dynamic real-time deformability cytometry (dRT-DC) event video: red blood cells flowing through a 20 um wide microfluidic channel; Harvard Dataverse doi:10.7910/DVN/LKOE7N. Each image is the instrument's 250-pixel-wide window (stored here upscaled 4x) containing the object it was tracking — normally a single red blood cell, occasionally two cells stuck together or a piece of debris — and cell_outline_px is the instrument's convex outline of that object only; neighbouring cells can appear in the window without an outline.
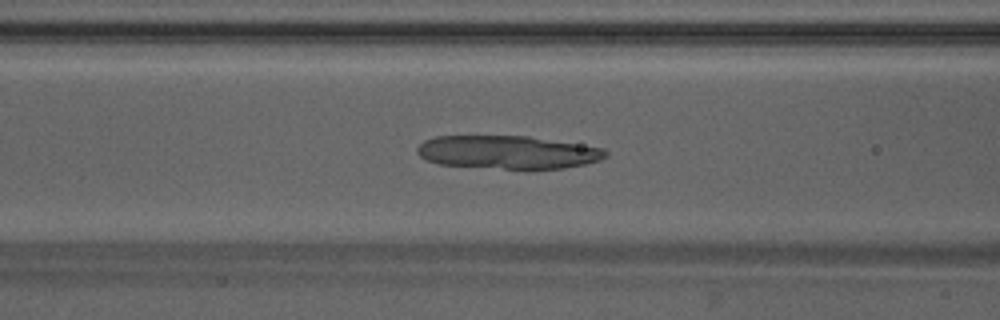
{"species": "Egyptian fruit bat (a non-hibernating species)", "species_latin": "Rousettus aegyptiacus", "temperature_condition": "warm", "stored_images_in_passage": 37, "camera_frame_rate_fps": 3000, "um_per_image_px": 0.085, "animal": {"sex": "male"}, "frame": {"image": 1, "passage_image": 19, "time_ms": 6.0, "image_size_px": [1000, 320], "cell_outline_px": [[608, 156], [600, 160], [584, 164], [564, 168], [528, 172], [440, 164], [428, 160], [420, 156], [416, 152], [416, 148], [424, 140], [436, 136], [528, 136], [604, 148], [608, 152]], "centroid_in_image_um": [43.19, 12.98], "position_along_channel_um": 123.4, "area_um2": 37.51}}
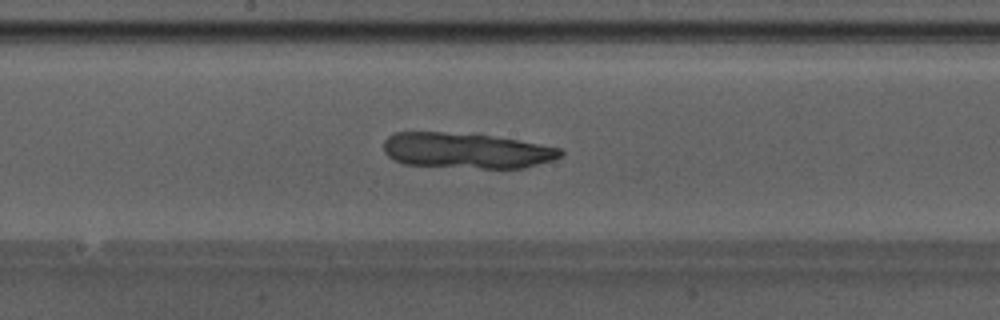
{"frame": {"image": 2, "passage_image": 25, "time_ms": 8.0, "image_size_px": [1000, 320], "cell_outline_px": [[564, 152], [560, 156], [552, 160], [524, 168], [480, 168], [404, 164], [392, 160], [384, 152], [384, 140], [388, 136], [396, 132], [444, 132], [488, 136], [516, 140], [560, 148]], "centroid_in_image_um": [39.59, 12.81], "position_along_channel_um": 208.6, "area_um2": 36.24}}
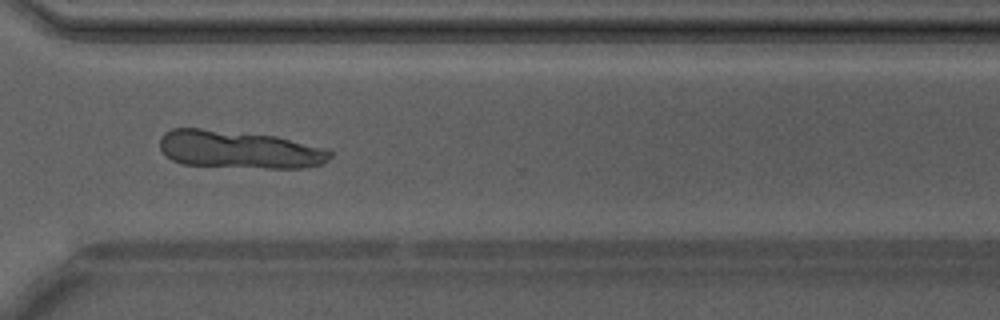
{"frame": {"image": 3, "passage_image": 35, "time_ms": 11.333, "image_size_px": [1000, 320], "cell_outline_px": [[332, 156], [328, 160], [320, 164], [304, 168], [268, 168], [184, 164], [172, 160], [160, 148], [160, 136], [164, 132], [172, 128], [200, 128], [276, 136], [328, 148], [332, 152]], "centroid_in_image_um": [20.35, 12.7], "position_along_channel_um": 350.2, "area_um2": 37.51}}